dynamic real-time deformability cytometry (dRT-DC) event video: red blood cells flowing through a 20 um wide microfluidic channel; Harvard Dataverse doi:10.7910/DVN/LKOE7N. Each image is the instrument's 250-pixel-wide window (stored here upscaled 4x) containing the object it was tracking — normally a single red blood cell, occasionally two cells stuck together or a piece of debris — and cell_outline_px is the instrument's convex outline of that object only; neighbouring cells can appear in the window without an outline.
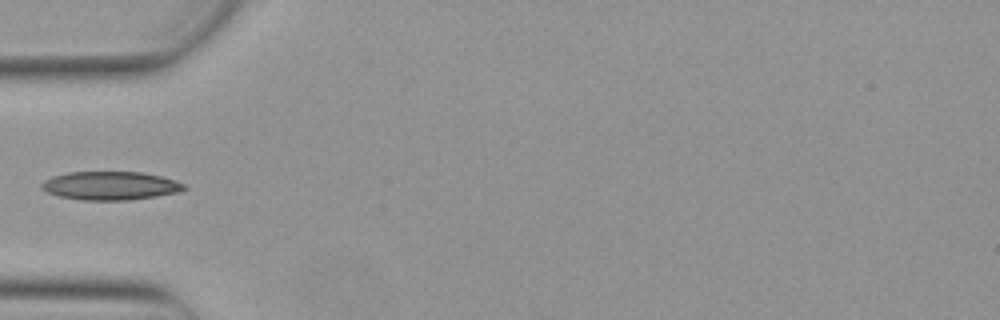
{"species": "Egyptian fruit bat (a non-hibernating species)", "species_latin": "Rousettus aegyptiacus", "temperature_condition": "warm", "stored_images_in_passage": 36, "camera_frame_rate_fps": 3000, "um_per_image_px": 0.085, "animal": {"sex": "female"}, "frame": {"image": 1, "passage_image": 1, "time_ms": 0.0, "image_size_px": [1000, 320], "cell_outline_px": [[188, 188], [176, 192], [156, 196], [128, 200], [80, 200], [60, 196], [48, 192], [40, 188], [40, 184], [44, 180], [52, 176], [68, 172], [140, 172], [160, 176], [184, 184]], "centroid_in_image_um": [9.33, 15.78], "position_along_channel_um": 75.7, "area_um2": 23.47}}
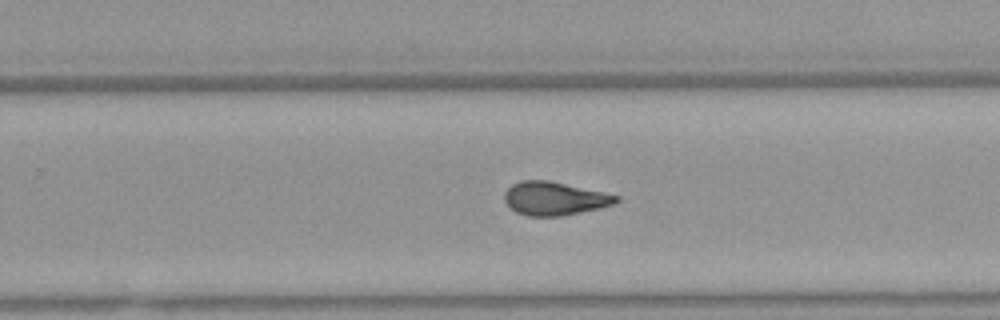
{"frame": {"image": 2, "passage_image": 17, "time_ms": 5.333, "image_size_px": [1000, 320], "cell_outline_px": [[620, 200], [612, 204], [600, 208], [564, 216], [528, 216], [516, 212], [504, 200], [504, 192], [512, 184], [520, 180], [548, 180], [604, 192], [620, 196]], "centroid_in_image_um": [47.13, 16.87], "position_along_channel_um": 282.7, "area_um2": 21.79}}
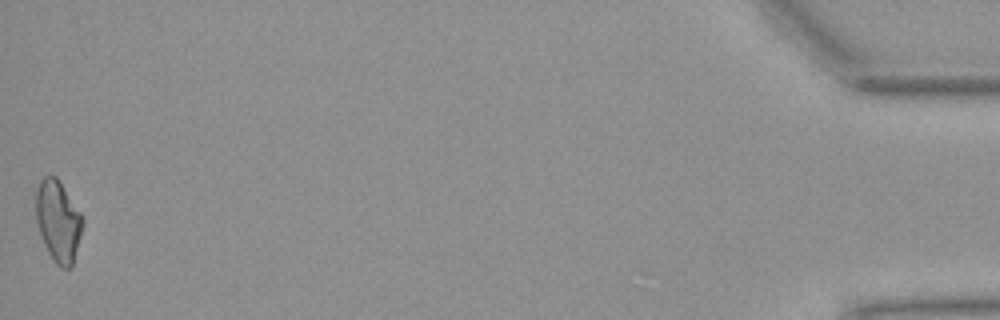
{"frame": {"image": 3, "passage_image": 36, "time_ms": 11.667, "image_size_px": [1000, 320], "cell_outline_px": [[84, 220], [72, 268], [60, 268], [56, 264], [48, 252], [44, 244], [36, 220], [36, 188], [40, 180], [44, 176], [56, 176], [80, 212]], "centroid_in_image_um": [4.94, 18.8], "position_along_channel_um": 430.3, "area_um2": 21.96}}